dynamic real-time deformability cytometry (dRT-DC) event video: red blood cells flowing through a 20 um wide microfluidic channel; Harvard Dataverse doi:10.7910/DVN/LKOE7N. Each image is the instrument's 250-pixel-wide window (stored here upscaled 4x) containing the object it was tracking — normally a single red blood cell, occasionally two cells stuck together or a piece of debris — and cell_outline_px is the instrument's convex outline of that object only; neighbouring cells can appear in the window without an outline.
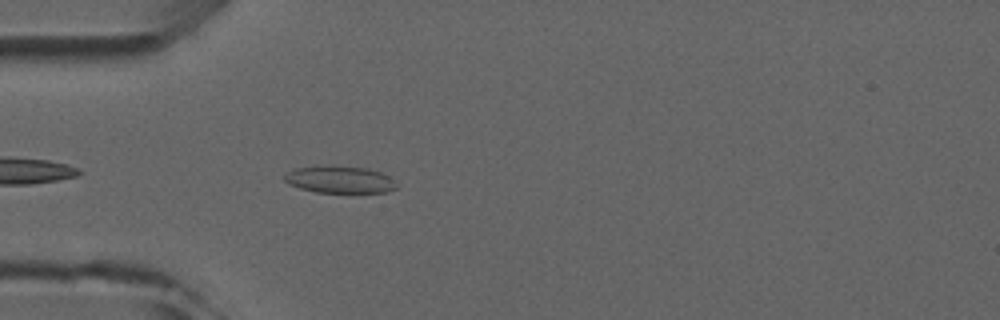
{"species": "common noctule bat (a hibernating species)", "species_latin": "Nyctalus noctula", "temperature_condition": "room temperature", "stored_images_in_passage": 6, "camera_frame_rate_fps": 3000, "um_per_image_px": 0.085, "animal": {"sex": "male", "forearm_length_mm": 52.5}, "frame": {"image": 1, "passage_image": 6, "time_ms": 5.667, "image_size_px": [1000, 320], "cell_outline_px": [[396, 188], [388, 192], [316, 192], [300, 188], [288, 184], [284, 180], [284, 176], [292, 168], [316, 164], [332, 164], [368, 168], [380, 172], [388, 176], [396, 184]], "centroid_in_image_um": [28.8, 15.22], "position_along_channel_um": 56.2, "area_um2": 18.15}}